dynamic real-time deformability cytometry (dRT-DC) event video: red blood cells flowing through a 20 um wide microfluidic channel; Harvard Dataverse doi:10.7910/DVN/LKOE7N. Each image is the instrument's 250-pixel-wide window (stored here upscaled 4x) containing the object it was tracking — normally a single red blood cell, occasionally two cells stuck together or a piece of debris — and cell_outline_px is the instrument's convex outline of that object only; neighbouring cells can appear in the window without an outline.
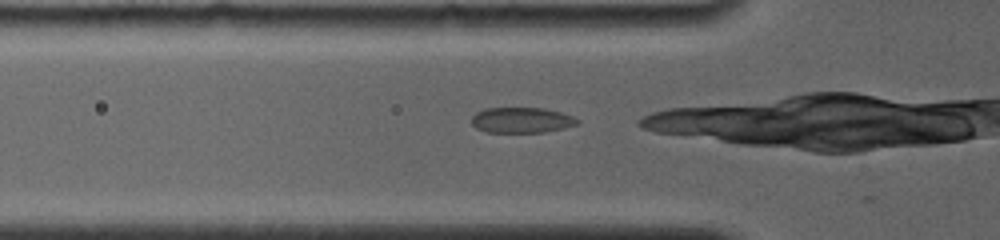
{"species": "common noctule bat (a hibernating species)", "species_latin": "Nyctalus noctula", "temperature_condition": "room temperature", "stored_images_in_passage": 35, "camera_frame_rate_fps": 4000, "um_per_image_px": 0.085, "animal": {"sex": "female", "body_mass_g": 19.0, "forearm_length_mm": 56.7}, "frame": {"image": 1, "passage_image": 2, "time_ms": 0.25, "image_size_px": [1000, 240], "cell_outline_px": [[580, 124], [564, 128], [544, 132], [484, 132], [476, 128], [472, 124], [472, 116], [476, 112], [484, 108], [544, 108], [560, 112], [572, 116], [580, 120]], "centroid_in_image_um": [44.34, 10.21], "position_along_channel_um": 81.5, "area_um2": 15.84}}
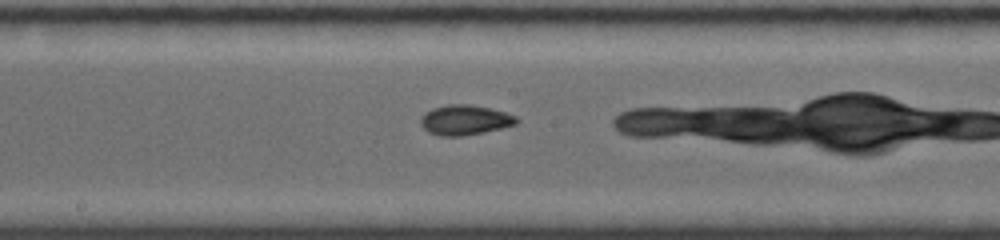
{"frame": {"image": 2, "passage_image": 15, "time_ms": 3.5, "image_size_px": [1000, 240], "cell_outline_px": [[520, 120], [516, 124], [484, 132], [460, 136], [440, 136], [428, 132], [420, 124], [420, 116], [424, 112], [432, 108], [448, 104], [468, 104], [488, 108], [504, 112], [516, 116]], "centroid_in_image_um": [39.47, 10.2], "position_along_channel_um": 208.7, "area_um2": 16.76}}
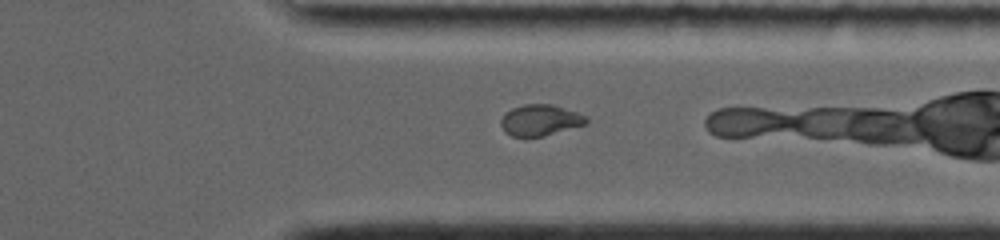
{"frame": {"image": 3, "passage_image": 32, "time_ms": 7.5, "image_size_px": [1000, 240], "cell_outline_px": [[588, 120], [584, 124], [544, 136], [512, 136], [504, 132], [500, 124], [500, 120], [504, 112], [512, 108], [524, 104], [552, 104], [588, 116]], "centroid_in_image_um": [45.87, 10.2], "position_along_channel_um": 365.5, "area_um2": 15.43}}